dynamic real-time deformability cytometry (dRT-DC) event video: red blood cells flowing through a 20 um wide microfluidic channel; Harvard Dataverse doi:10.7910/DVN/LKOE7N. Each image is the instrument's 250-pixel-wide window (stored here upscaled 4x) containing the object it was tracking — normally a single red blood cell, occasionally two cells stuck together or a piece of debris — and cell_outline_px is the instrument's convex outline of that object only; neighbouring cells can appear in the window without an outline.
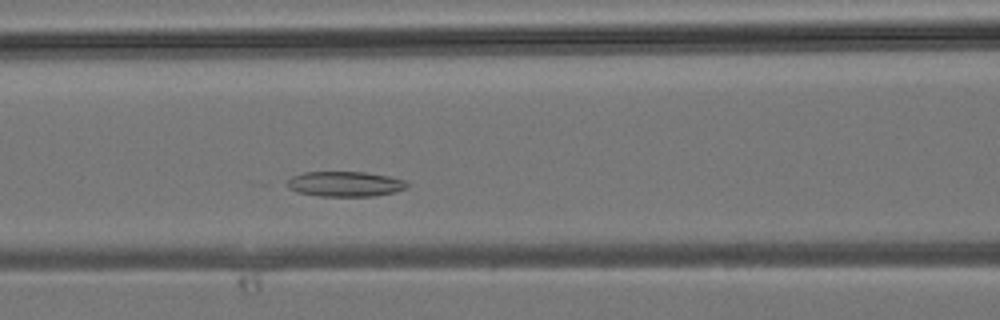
{"species": "common noctule bat (a hibernating species)", "species_latin": "Nyctalus noctula", "temperature_condition": "room temperature", "stored_images_in_passage": 26, "camera_frame_rate_fps": 3000, "um_per_image_px": 0.085, "animal": {"sex": "male", "body_mass_g": 19.2, "forearm_length_mm": 51.8}, "frame": {"image": 1, "passage_image": 10, "time_ms": 3.0, "image_size_px": [1000, 320], "cell_outline_px": [[408, 188], [396, 192], [372, 196], [320, 196], [296, 192], [288, 188], [288, 180], [292, 176], [304, 172], [364, 172], [388, 176], [404, 180], [408, 184]], "centroid_in_image_um": [29.34, 15.64], "position_along_channel_um": 137.3, "area_um2": 17.57}}
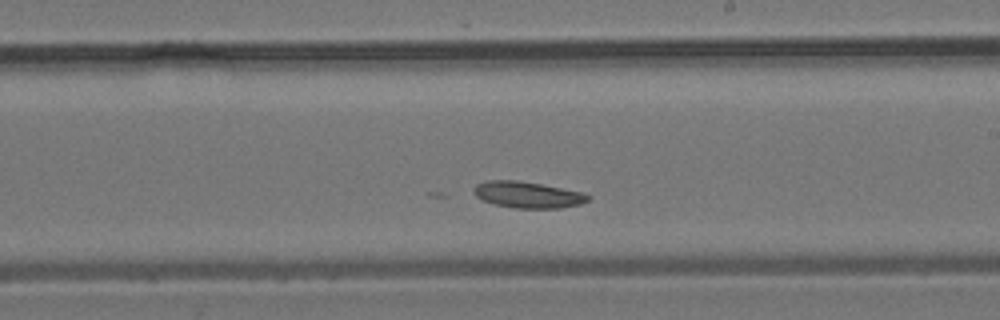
{"frame": {"image": 2, "passage_image": 16, "time_ms": 5.0, "image_size_px": [1000, 320], "cell_outline_px": [[592, 196], [588, 200], [580, 204], [560, 208], [516, 208], [492, 204], [476, 196], [472, 192], [472, 188], [476, 184], [488, 180], [516, 180], [540, 184], [584, 192]], "centroid_in_image_um": [44.84, 16.55], "position_along_channel_um": 244.2, "area_um2": 17.63}}
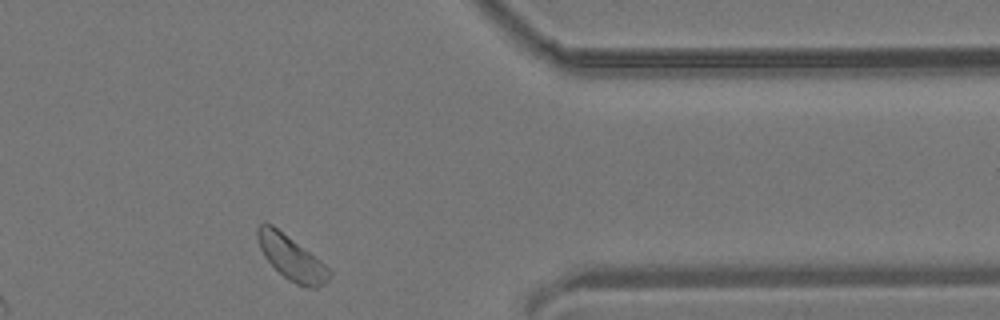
{"frame": {"image": 3, "passage_image": 25, "time_ms": 8.0, "image_size_px": [1000, 320], "cell_outline_px": [[332, 272], [328, 280], [324, 284], [316, 288], [308, 288], [296, 284], [288, 280], [264, 256], [260, 248], [256, 236], [256, 228], [260, 224], [272, 224], [332, 268]], "centroid_in_image_um": [24.81, 21.92], "position_along_channel_um": 386.6, "area_um2": 18.55}}